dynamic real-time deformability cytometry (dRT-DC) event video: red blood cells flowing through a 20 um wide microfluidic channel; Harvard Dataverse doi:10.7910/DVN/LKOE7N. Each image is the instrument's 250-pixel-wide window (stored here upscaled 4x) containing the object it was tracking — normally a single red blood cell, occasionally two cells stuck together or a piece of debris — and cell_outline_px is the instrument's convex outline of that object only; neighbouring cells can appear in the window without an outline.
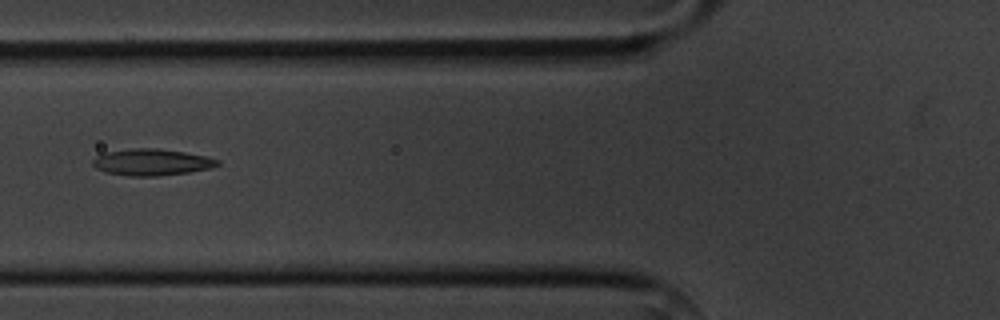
{"species": "common noctule bat (a hibernating species)", "species_latin": "Nyctalus noctula", "temperature_condition": "cold", "stored_images_in_passage": 2, "camera_frame_rate_fps": 3000, "um_per_image_px": 0.085, "animal": {"sex": "male", "body_mass_g": 20.1, "forearm_length_mm": 53.5}, "frame": {"image": 1, "passage_image": 2, "time_ms": 1.0, "image_size_px": [1000, 320], "cell_outline_px": [[220, 164], [212, 168], [188, 172], [156, 176], [128, 176], [104, 172], [96, 168], [92, 164], [92, 160], [96, 156], [104, 152], [132, 148], [156, 148], [184, 152], [208, 156], [220, 160]], "centroid_in_image_um": [12.89, 13.78], "position_along_channel_um": 112.9, "area_um2": 19.48}}